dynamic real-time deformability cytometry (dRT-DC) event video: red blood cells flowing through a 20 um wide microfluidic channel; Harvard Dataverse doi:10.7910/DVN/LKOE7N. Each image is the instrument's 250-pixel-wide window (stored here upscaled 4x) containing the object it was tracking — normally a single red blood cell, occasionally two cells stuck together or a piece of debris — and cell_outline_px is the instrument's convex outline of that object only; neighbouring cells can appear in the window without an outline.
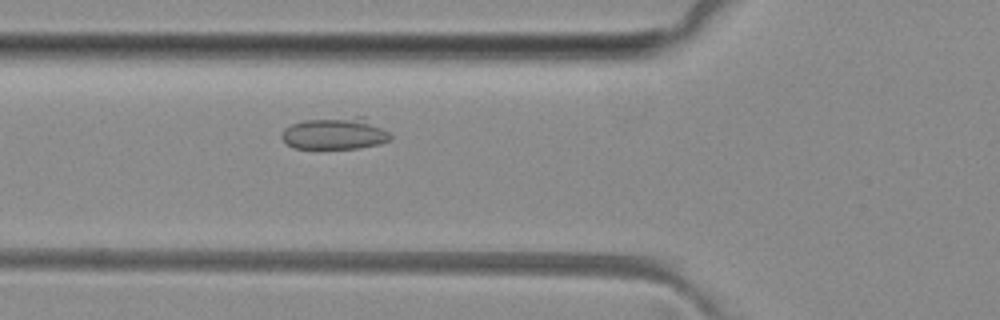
{"species": "common noctule bat (a hibernating species)", "species_latin": "Nyctalus noctula", "temperature_condition": "room temperature", "stored_images_in_passage": 7, "camera_frame_rate_fps": 3000, "um_per_image_px": 0.085, "animal": {"sex": "female", "body_mass_g": 29.2, "forearm_length_mm": 56.3}, "frame": {"image": 1, "passage_image": 7, "time_ms": 7.0, "image_size_px": [1000, 320], "cell_outline_px": [[392, 136], [388, 140], [376, 144], [360, 148], [296, 148], [288, 144], [280, 136], [280, 132], [284, 128], [292, 124], [304, 120], [356, 116], [364, 116], [388, 132]], "centroid_in_image_um": [28.45, 11.33], "position_along_channel_um": 97.4, "area_um2": 20.11}}